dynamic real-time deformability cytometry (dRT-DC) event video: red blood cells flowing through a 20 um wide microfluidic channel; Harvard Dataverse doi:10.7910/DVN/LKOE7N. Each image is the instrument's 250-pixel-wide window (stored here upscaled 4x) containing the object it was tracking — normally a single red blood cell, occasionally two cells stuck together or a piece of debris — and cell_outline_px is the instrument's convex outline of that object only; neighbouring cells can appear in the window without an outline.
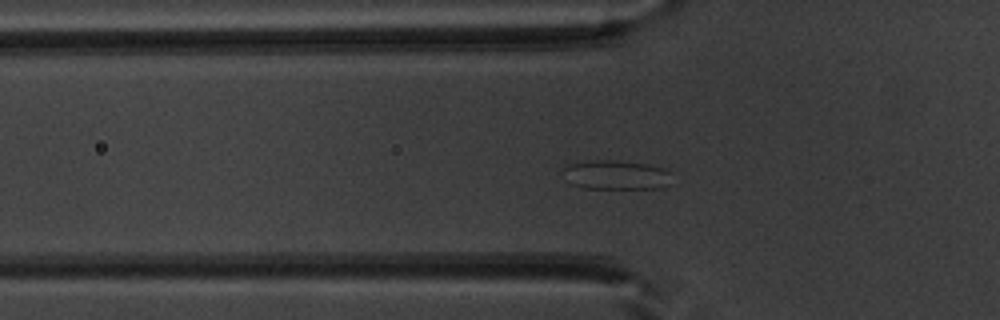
{"species": "common noctule bat (a hibernating species)", "species_latin": "Nyctalus noctula", "temperature_condition": "warm", "stored_images_in_passage": 50, "camera_frame_rate_fps": 3000, "um_per_image_px": 0.085, "animal": {"sex": "male", "body_mass_g": 20.1, "forearm_length_mm": 53.5}, "frame": {"image": 1, "passage_image": 15, "time_ms": 4.667, "image_size_px": [1000, 320], "cell_outline_px": [[672, 172], [668, 184], [660, 188], [584, 188], [572, 184], [564, 168], [568, 164], [592, 160], [616, 160], [648, 164], [664, 168]], "centroid_in_image_um": [52.44, 14.85], "position_along_channel_um": 73.4, "area_um2": 18.32}}
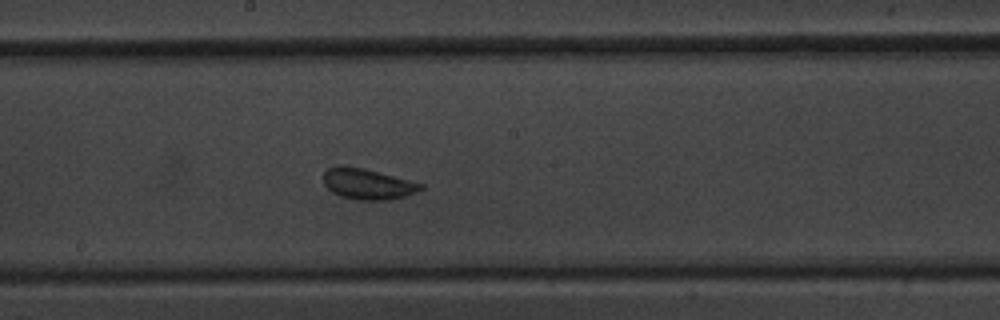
{"frame": {"image": 2, "passage_image": 26, "time_ms": 8.333, "image_size_px": [1000, 320], "cell_outline_px": [[424, 188], [416, 192], [392, 200], [360, 200], [340, 196], [332, 192], [324, 184], [324, 172], [328, 168], [364, 168], [424, 184]], "centroid_in_image_um": [31.3, 15.67], "position_along_channel_um": 216.9, "area_um2": 16.99}}
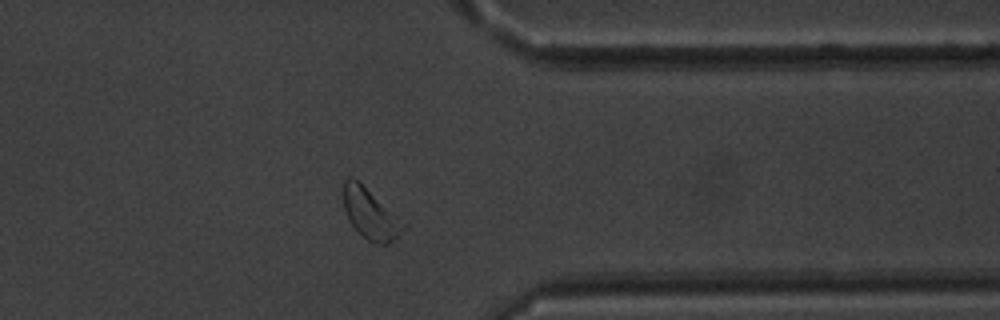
{"frame": {"image": 3, "passage_image": 39, "time_ms": 12.667, "image_size_px": [1000, 320], "cell_outline_px": [[408, 228], [388, 244], [380, 244], [368, 240], [348, 220], [344, 208], [344, 180], [348, 176], [352, 176], [408, 224]], "centroid_in_image_um": [31.53, 18.19], "position_along_channel_um": 379.9, "area_um2": 17.46}}